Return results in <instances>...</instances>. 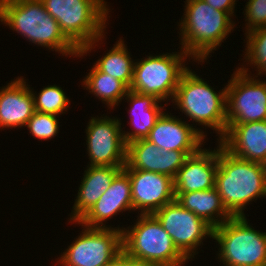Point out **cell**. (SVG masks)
I'll return each instance as SVG.
<instances>
[{"label": "cell", "mask_w": 266, "mask_h": 266, "mask_svg": "<svg viewBox=\"0 0 266 266\" xmlns=\"http://www.w3.org/2000/svg\"><path fill=\"white\" fill-rule=\"evenodd\" d=\"M82 58L105 37L109 5L104 0H41ZM100 41V42H99ZM95 46V47H94Z\"/></svg>", "instance_id": "cell-2"}, {"label": "cell", "mask_w": 266, "mask_h": 266, "mask_svg": "<svg viewBox=\"0 0 266 266\" xmlns=\"http://www.w3.org/2000/svg\"><path fill=\"white\" fill-rule=\"evenodd\" d=\"M170 235L177 249L188 259L195 258L203 240L213 237V228L176 200L153 214ZM198 247V248H197Z\"/></svg>", "instance_id": "cell-11"}, {"label": "cell", "mask_w": 266, "mask_h": 266, "mask_svg": "<svg viewBox=\"0 0 266 266\" xmlns=\"http://www.w3.org/2000/svg\"><path fill=\"white\" fill-rule=\"evenodd\" d=\"M245 5V22L247 32L266 26V0H248Z\"/></svg>", "instance_id": "cell-28"}, {"label": "cell", "mask_w": 266, "mask_h": 266, "mask_svg": "<svg viewBox=\"0 0 266 266\" xmlns=\"http://www.w3.org/2000/svg\"><path fill=\"white\" fill-rule=\"evenodd\" d=\"M184 13L179 22L181 49L193 61L202 63L211 57L210 53L219 48L232 33L236 23L232 16L216 10L203 0H186ZM219 46V47H218ZM205 60V61H204Z\"/></svg>", "instance_id": "cell-4"}, {"label": "cell", "mask_w": 266, "mask_h": 266, "mask_svg": "<svg viewBox=\"0 0 266 266\" xmlns=\"http://www.w3.org/2000/svg\"><path fill=\"white\" fill-rule=\"evenodd\" d=\"M246 48L244 52V62L247 63L246 65L242 64L243 67H238L241 71L246 74L251 75V71L248 70V64L252 67L257 68V76L266 75V26L254 29L250 32H246ZM250 72V73H249ZM262 74V75H261Z\"/></svg>", "instance_id": "cell-25"}, {"label": "cell", "mask_w": 266, "mask_h": 266, "mask_svg": "<svg viewBox=\"0 0 266 266\" xmlns=\"http://www.w3.org/2000/svg\"><path fill=\"white\" fill-rule=\"evenodd\" d=\"M129 103V118L130 127L132 131L123 130V138L126 144L137 140L146 138L150 130L155 126L156 121L162 115L166 108L154 95L141 94L129 90L124 97ZM160 103V104H159Z\"/></svg>", "instance_id": "cell-21"}, {"label": "cell", "mask_w": 266, "mask_h": 266, "mask_svg": "<svg viewBox=\"0 0 266 266\" xmlns=\"http://www.w3.org/2000/svg\"><path fill=\"white\" fill-rule=\"evenodd\" d=\"M252 227L247 217L241 216L213 229L219 262L224 266H266V232Z\"/></svg>", "instance_id": "cell-7"}, {"label": "cell", "mask_w": 266, "mask_h": 266, "mask_svg": "<svg viewBox=\"0 0 266 266\" xmlns=\"http://www.w3.org/2000/svg\"><path fill=\"white\" fill-rule=\"evenodd\" d=\"M198 151H178L160 149L146 138L127 144L126 164L123 170H144L165 174L175 178L189 155Z\"/></svg>", "instance_id": "cell-14"}, {"label": "cell", "mask_w": 266, "mask_h": 266, "mask_svg": "<svg viewBox=\"0 0 266 266\" xmlns=\"http://www.w3.org/2000/svg\"><path fill=\"white\" fill-rule=\"evenodd\" d=\"M239 68L226 85V120L242 124L266 120V81L256 79Z\"/></svg>", "instance_id": "cell-10"}, {"label": "cell", "mask_w": 266, "mask_h": 266, "mask_svg": "<svg viewBox=\"0 0 266 266\" xmlns=\"http://www.w3.org/2000/svg\"><path fill=\"white\" fill-rule=\"evenodd\" d=\"M217 143L215 188L233 217L245 216L247 205L266 196V165L240 159Z\"/></svg>", "instance_id": "cell-1"}, {"label": "cell", "mask_w": 266, "mask_h": 266, "mask_svg": "<svg viewBox=\"0 0 266 266\" xmlns=\"http://www.w3.org/2000/svg\"><path fill=\"white\" fill-rule=\"evenodd\" d=\"M187 121H182L165 111L158 118L146 139L160 149L178 151H199L203 148L206 134Z\"/></svg>", "instance_id": "cell-15"}, {"label": "cell", "mask_w": 266, "mask_h": 266, "mask_svg": "<svg viewBox=\"0 0 266 266\" xmlns=\"http://www.w3.org/2000/svg\"><path fill=\"white\" fill-rule=\"evenodd\" d=\"M133 210L131 183L128 174L122 169L112 180L110 187L102 194L95 205L79 220L80 225L91 228H113L103 224L114 215Z\"/></svg>", "instance_id": "cell-16"}, {"label": "cell", "mask_w": 266, "mask_h": 266, "mask_svg": "<svg viewBox=\"0 0 266 266\" xmlns=\"http://www.w3.org/2000/svg\"><path fill=\"white\" fill-rule=\"evenodd\" d=\"M131 183L133 211L151 215L175 200L174 181L168 175L144 171L124 170Z\"/></svg>", "instance_id": "cell-13"}, {"label": "cell", "mask_w": 266, "mask_h": 266, "mask_svg": "<svg viewBox=\"0 0 266 266\" xmlns=\"http://www.w3.org/2000/svg\"><path fill=\"white\" fill-rule=\"evenodd\" d=\"M31 91L34 97L35 111L37 112L59 116L65 114L69 109V97L66 96L60 86L48 85L38 94L34 93L33 88Z\"/></svg>", "instance_id": "cell-26"}, {"label": "cell", "mask_w": 266, "mask_h": 266, "mask_svg": "<svg viewBox=\"0 0 266 266\" xmlns=\"http://www.w3.org/2000/svg\"><path fill=\"white\" fill-rule=\"evenodd\" d=\"M214 89L188 68L180 78L172 102L191 121L215 131L219 141L227 130L226 87L218 93Z\"/></svg>", "instance_id": "cell-5"}, {"label": "cell", "mask_w": 266, "mask_h": 266, "mask_svg": "<svg viewBox=\"0 0 266 266\" xmlns=\"http://www.w3.org/2000/svg\"><path fill=\"white\" fill-rule=\"evenodd\" d=\"M26 80L20 76L0 87V130L24 127L35 113L34 97Z\"/></svg>", "instance_id": "cell-19"}, {"label": "cell", "mask_w": 266, "mask_h": 266, "mask_svg": "<svg viewBox=\"0 0 266 266\" xmlns=\"http://www.w3.org/2000/svg\"><path fill=\"white\" fill-rule=\"evenodd\" d=\"M138 216L131 228H123V251L158 266H184L188 259L177 249L158 219L153 214Z\"/></svg>", "instance_id": "cell-6"}, {"label": "cell", "mask_w": 266, "mask_h": 266, "mask_svg": "<svg viewBox=\"0 0 266 266\" xmlns=\"http://www.w3.org/2000/svg\"><path fill=\"white\" fill-rule=\"evenodd\" d=\"M113 48L103 58L98 59L94 66L103 73L122 81L130 88L133 81L134 61L130 56L124 40L119 38Z\"/></svg>", "instance_id": "cell-24"}, {"label": "cell", "mask_w": 266, "mask_h": 266, "mask_svg": "<svg viewBox=\"0 0 266 266\" xmlns=\"http://www.w3.org/2000/svg\"><path fill=\"white\" fill-rule=\"evenodd\" d=\"M124 166H88L72 206L69 223L79 221L110 187L114 177Z\"/></svg>", "instance_id": "cell-20"}, {"label": "cell", "mask_w": 266, "mask_h": 266, "mask_svg": "<svg viewBox=\"0 0 266 266\" xmlns=\"http://www.w3.org/2000/svg\"><path fill=\"white\" fill-rule=\"evenodd\" d=\"M175 200L213 229L233 217L227 211L215 187L203 191L175 193Z\"/></svg>", "instance_id": "cell-22"}, {"label": "cell", "mask_w": 266, "mask_h": 266, "mask_svg": "<svg viewBox=\"0 0 266 266\" xmlns=\"http://www.w3.org/2000/svg\"><path fill=\"white\" fill-rule=\"evenodd\" d=\"M120 120L107 115L89 119L85 133L90 166H125L127 144Z\"/></svg>", "instance_id": "cell-12"}, {"label": "cell", "mask_w": 266, "mask_h": 266, "mask_svg": "<svg viewBox=\"0 0 266 266\" xmlns=\"http://www.w3.org/2000/svg\"><path fill=\"white\" fill-rule=\"evenodd\" d=\"M206 2L208 5L213 7L216 10H222L227 13H229L232 18L234 17V12H235V2L236 0H203Z\"/></svg>", "instance_id": "cell-29"}, {"label": "cell", "mask_w": 266, "mask_h": 266, "mask_svg": "<svg viewBox=\"0 0 266 266\" xmlns=\"http://www.w3.org/2000/svg\"><path fill=\"white\" fill-rule=\"evenodd\" d=\"M218 142L240 159L266 165V120L229 124Z\"/></svg>", "instance_id": "cell-17"}, {"label": "cell", "mask_w": 266, "mask_h": 266, "mask_svg": "<svg viewBox=\"0 0 266 266\" xmlns=\"http://www.w3.org/2000/svg\"><path fill=\"white\" fill-rule=\"evenodd\" d=\"M127 266H158V265L149 261L131 257L127 254Z\"/></svg>", "instance_id": "cell-30"}, {"label": "cell", "mask_w": 266, "mask_h": 266, "mask_svg": "<svg viewBox=\"0 0 266 266\" xmlns=\"http://www.w3.org/2000/svg\"><path fill=\"white\" fill-rule=\"evenodd\" d=\"M107 266H127V254L122 250Z\"/></svg>", "instance_id": "cell-31"}, {"label": "cell", "mask_w": 266, "mask_h": 266, "mask_svg": "<svg viewBox=\"0 0 266 266\" xmlns=\"http://www.w3.org/2000/svg\"><path fill=\"white\" fill-rule=\"evenodd\" d=\"M84 226V227H82ZM82 232L58 257L60 266H107L123 250V227L91 228Z\"/></svg>", "instance_id": "cell-9"}, {"label": "cell", "mask_w": 266, "mask_h": 266, "mask_svg": "<svg viewBox=\"0 0 266 266\" xmlns=\"http://www.w3.org/2000/svg\"><path fill=\"white\" fill-rule=\"evenodd\" d=\"M88 75L84 77L82 87L89 93L99 97L107 108L118 106L126 96L129 88L120 80L111 75L100 72L94 65ZM121 101V102H120Z\"/></svg>", "instance_id": "cell-23"}, {"label": "cell", "mask_w": 266, "mask_h": 266, "mask_svg": "<svg viewBox=\"0 0 266 266\" xmlns=\"http://www.w3.org/2000/svg\"><path fill=\"white\" fill-rule=\"evenodd\" d=\"M59 116L35 111L24 127H27L33 138L49 140L59 132Z\"/></svg>", "instance_id": "cell-27"}, {"label": "cell", "mask_w": 266, "mask_h": 266, "mask_svg": "<svg viewBox=\"0 0 266 266\" xmlns=\"http://www.w3.org/2000/svg\"><path fill=\"white\" fill-rule=\"evenodd\" d=\"M0 21L37 46L55 50L66 57H75L79 53L41 0H0Z\"/></svg>", "instance_id": "cell-3"}, {"label": "cell", "mask_w": 266, "mask_h": 266, "mask_svg": "<svg viewBox=\"0 0 266 266\" xmlns=\"http://www.w3.org/2000/svg\"><path fill=\"white\" fill-rule=\"evenodd\" d=\"M146 57L134 63L133 81L129 90L154 95L163 102L173 101L180 78L189 68L185 63L188 57L190 61V56L180 49V52Z\"/></svg>", "instance_id": "cell-8"}, {"label": "cell", "mask_w": 266, "mask_h": 266, "mask_svg": "<svg viewBox=\"0 0 266 266\" xmlns=\"http://www.w3.org/2000/svg\"><path fill=\"white\" fill-rule=\"evenodd\" d=\"M218 167V146L214 150L201 148L189 155L177 171L174 181L175 193L208 190L215 187Z\"/></svg>", "instance_id": "cell-18"}]
</instances>
